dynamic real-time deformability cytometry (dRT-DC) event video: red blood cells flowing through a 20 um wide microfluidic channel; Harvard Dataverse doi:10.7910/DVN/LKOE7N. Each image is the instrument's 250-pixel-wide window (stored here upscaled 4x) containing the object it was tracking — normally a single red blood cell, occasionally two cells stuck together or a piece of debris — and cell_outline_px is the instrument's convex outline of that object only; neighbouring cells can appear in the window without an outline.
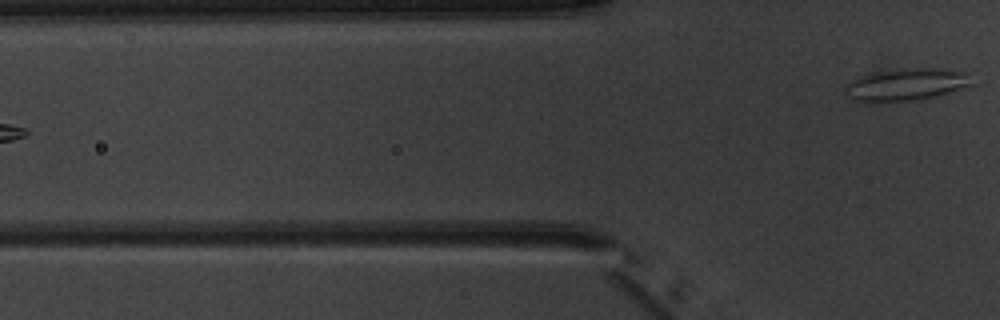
{"species": "common noctule bat (a hibernating species)", "species_latin": "Nyctalus noctula", "temperature_condition": "warm", "stored_images_in_passage": 4, "camera_frame_rate_fps": 3000, "um_per_image_px": 0.085, "animal": {"sex": "male", "body_mass_g": 20.1, "forearm_length_mm": 53.5}, "frame": {"image": 1, "passage_image": 4, "time_ms": 4.667, "image_size_px": [1000, 320], "cell_outline_px": [[976, 84], [920, 100], [876, 104], [864, 104], [848, 96], [844, 92], [844, 84], [860, 76], [872, 72], [896, 68], [936, 68], [976, 72]], "centroid_in_image_um": [77.07, 7.19], "position_along_channel_um": 48.7, "area_um2": 25.26}}